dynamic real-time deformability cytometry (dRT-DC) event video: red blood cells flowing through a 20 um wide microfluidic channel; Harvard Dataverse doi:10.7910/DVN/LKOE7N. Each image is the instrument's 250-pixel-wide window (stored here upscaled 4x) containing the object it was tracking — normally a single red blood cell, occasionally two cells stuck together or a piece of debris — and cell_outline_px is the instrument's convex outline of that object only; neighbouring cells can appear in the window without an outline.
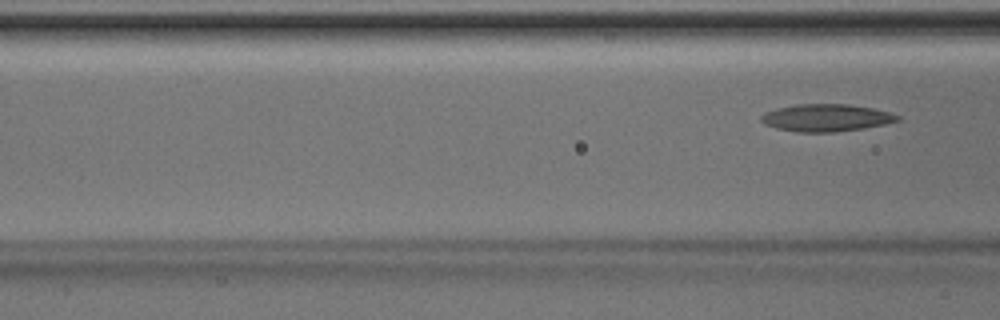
{"species": "Egyptian fruit bat (a non-hibernating species)", "species_latin": "Rousettus aegyptiacus", "temperature_condition": "room temperature", "stored_images_in_passage": 3, "camera_frame_rate_fps": 3000, "um_per_image_px": 0.085, "animal": {"sex": "male"}, "frame": {"image": 1, "passage_image": 3, "time_ms": 0.667, "image_size_px": [1000, 320], "cell_outline_px": [[900, 120], [884, 124], [864, 128], [836, 132], [796, 132], [776, 128], [764, 124], [760, 120], [760, 116], [764, 112], [776, 108], [796, 104], [848, 104], [872, 108], [888, 112], [900, 116]], "centroid_in_image_um": [70.18, 10.01], "position_along_channel_um": 96.4, "area_um2": 21.79}}